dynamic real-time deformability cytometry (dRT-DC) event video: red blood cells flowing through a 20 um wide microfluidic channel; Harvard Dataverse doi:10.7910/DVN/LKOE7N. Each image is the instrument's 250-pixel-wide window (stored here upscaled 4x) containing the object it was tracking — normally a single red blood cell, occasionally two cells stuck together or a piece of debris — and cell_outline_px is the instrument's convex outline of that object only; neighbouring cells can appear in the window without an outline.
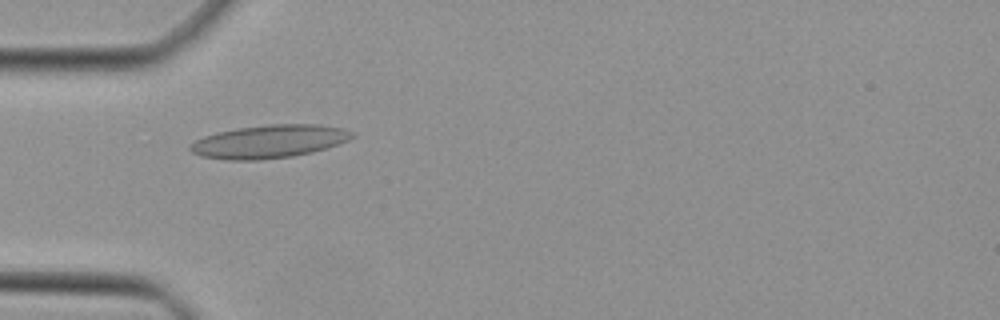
{"species": "Egyptian fruit bat (a non-hibernating species)", "species_latin": "Rousettus aegyptiacus", "temperature_condition": "cold", "stored_images_in_passage": 47, "camera_frame_rate_fps": 3000, "um_per_image_px": 0.085, "animal": {"sex": "female"}, "frame": {"image": 1, "passage_image": 15, "time_ms": 4.667, "image_size_px": [1000, 320], "cell_outline_px": [[356, 136], [348, 140], [312, 152], [292, 156], [260, 160], [228, 160], [200, 156], [192, 152], [188, 148], [196, 140], [204, 136], [236, 128], [268, 124], [316, 124], [344, 128], [352, 132]], "centroid_in_image_um": [22.87, 12.02], "position_along_channel_um": 62.1, "area_um2": 31.1}}
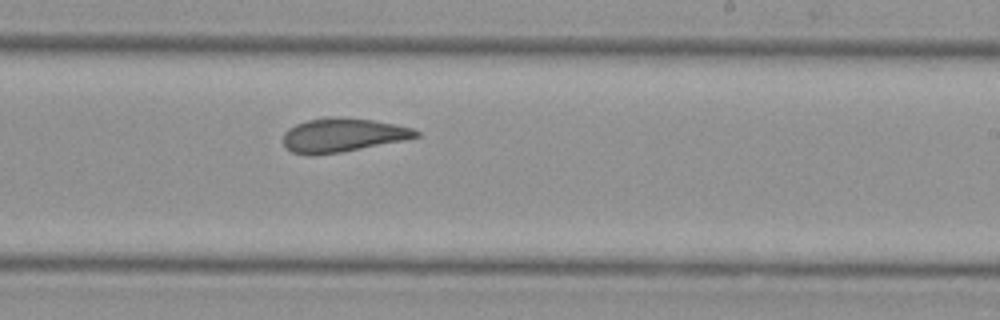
{"frame": {"image": 2, "passage_image": 29, "time_ms": 9.333, "image_size_px": [1000, 320], "cell_outline_px": [[420, 136], [404, 140], [340, 152], [312, 156], [308, 156], [292, 152], [284, 144], [284, 132], [288, 128], [296, 124], [308, 120], [324, 116], [328, 116], [372, 120], [396, 124], [412, 128], [420, 132]], "centroid_in_image_um": [29.11, 11.48], "position_along_channel_um": 259.9, "area_um2": 26.13}}
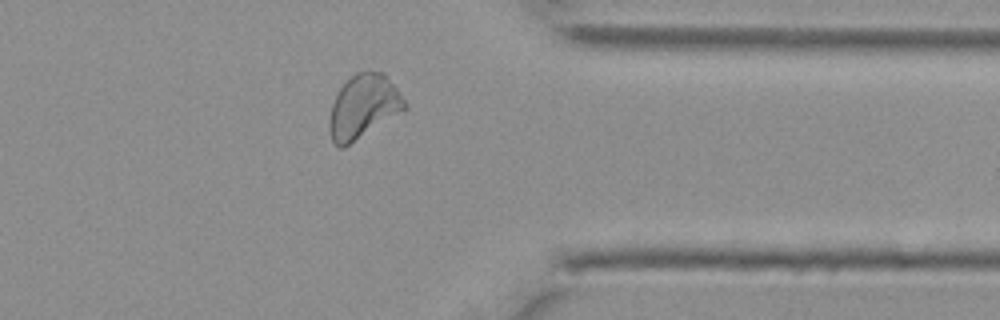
{"frame": {"image": 3, "passage_image": 38, "time_ms": 12.333, "image_size_px": [1000, 320], "cell_outline_px": [[408, 108], [344, 148], [340, 148], [332, 140], [328, 128], [328, 120], [332, 104], [340, 88], [356, 72], [384, 72], [408, 104]], "centroid_in_image_um": [30.89, 9.09], "position_along_channel_um": 380.5, "area_um2": 27.8}}